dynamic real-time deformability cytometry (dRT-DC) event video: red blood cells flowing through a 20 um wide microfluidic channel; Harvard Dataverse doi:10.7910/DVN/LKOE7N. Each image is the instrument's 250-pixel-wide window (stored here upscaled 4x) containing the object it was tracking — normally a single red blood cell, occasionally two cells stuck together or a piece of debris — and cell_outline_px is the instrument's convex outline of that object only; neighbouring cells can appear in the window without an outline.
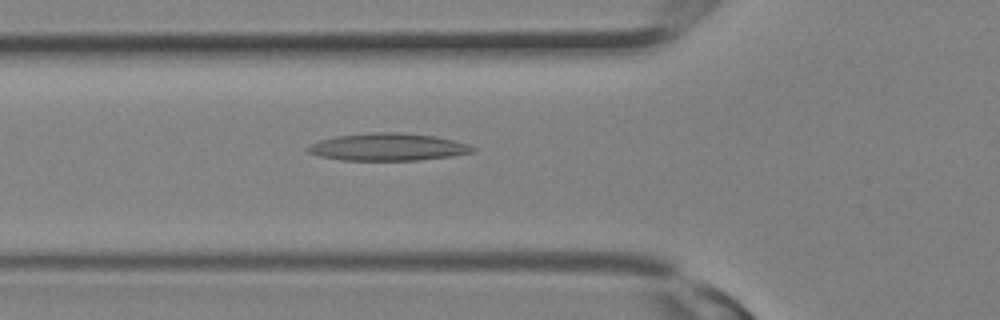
{"species": "Egyptian fruit bat (a non-hibernating species)", "species_latin": "Rousettus aegyptiacus", "temperature_condition": "room temperature", "stored_images_in_passage": 12, "camera_frame_rate_fps": 3000, "um_per_image_px": 0.085, "animal": {"sex": "female"}, "frame": {"image": 1, "passage_image": 10, "time_ms": 3.0, "image_size_px": [1000, 320], "cell_outline_px": [[476, 148], [472, 152], [452, 156], [416, 160], [340, 160], [320, 156], [308, 152], [304, 148], [320, 140], [336, 136], [372, 132], [400, 132], [436, 136], [468, 144]], "centroid_in_image_um": [32.96, 12.49], "position_along_channel_um": 92.8, "area_um2": 26.24}}
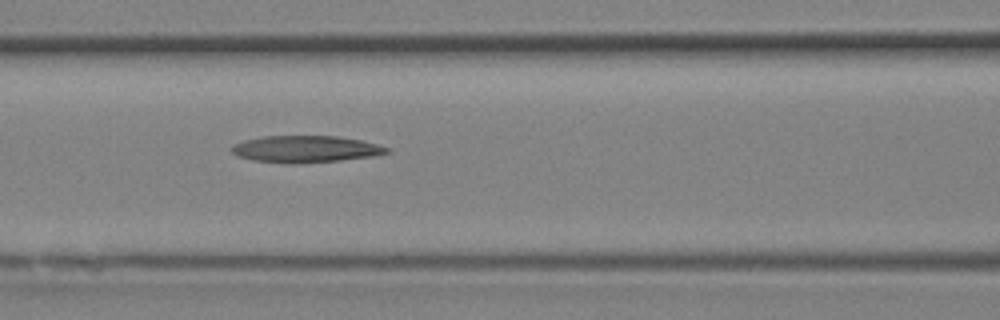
{"frame": {"image": 2, "passage_image": 12, "time_ms": 3.667, "image_size_px": [1000, 320], "cell_outline_px": [[392, 152], [376, 156], [340, 160], [296, 164], [292, 164], [252, 160], [236, 156], [228, 148], [232, 144], [244, 140], [260, 136], [336, 136], [360, 140], [392, 148]], "centroid_in_image_um": [25.96, 12.67], "position_along_channel_um": 140.6, "area_um2": 24.62}}